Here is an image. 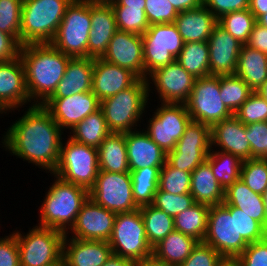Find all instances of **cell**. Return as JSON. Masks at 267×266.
<instances>
[{"mask_svg": "<svg viewBox=\"0 0 267 266\" xmlns=\"http://www.w3.org/2000/svg\"><path fill=\"white\" fill-rule=\"evenodd\" d=\"M33 104L4 136L6 149L28 162L54 172L61 149V128L42 106Z\"/></svg>", "mask_w": 267, "mask_h": 266, "instance_id": "6da1fadb", "label": "cell"}, {"mask_svg": "<svg viewBox=\"0 0 267 266\" xmlns=\"http://www.w3.org/2000/svg\"><path fill=\"white\" fill-rule=\"evenodd\" d=\"M26 79L29 99H41L44 104L55 92L72 58L57 50L51 43L21 45L19 54Z\"/></svg>", "mask_w": 267, "mask_h": 266, "instance_id": "7a4b0ae2", "label": "cell"}, {"mask_svg": "<svg viewBox=\"0 0 267 266\" xmlns=\"http://www.w3.org/2000/svg\"><path fill=\"white\" fill-rule=\"evenodd\" d=\"M73 0H23L20 44L50 43Z\"/></svg>", "mask_w": 267, "mask_h": 266, "instance_id": "3957f363", "label": "cell"}, {"mask_svg": "<svg viewBox=\"0 0 267 266\" xmlns=\"http://www.w3.org/2000/svg\"><path fill=\"white\" fill-rule=\"evenodd\" d=\"M56 178L41 205L39 226L68 234L66 230L69 228H66V225L68 224L70 229L72 228L82 205L89 198V191L76 184Z\"/></svg>", "mask_w": 267, "mask_h": 266, "instance_id": "277c9868", "label": "cell"}, {"mask_svg": "<svg viewBox=\"0 0 267 266\" xmlns=\"http://www.w3.org/2000/svg\"><path fill=\"white\" fill-rule=\"evenodd\" d=\"M148 82V79L139 78L132 86L100 102V109L111 132H130L139 121L149 97Z\"/></svg>", "mask_w": 267, "mask_h": 266, "instance_id": "5b68a950", "label": "cell"}, {"mask_svg": "<svg viewBox=\"0 0 267 266\" xmlns=\"http://www.w3.org/2000/svg\"><path fill=\"white\" fill-rule=\"evenodd\" d=\"M108 242L113 254L130 259L135 264L153 256L140 209L116 214Z\"/></svg>", "mask_w": 267, "mask_h": 266, "instance_id": "8992f818", "label": "cell"}, {"mask_svg": "<svg viewBox=\"0 0 267 266\" xmlns=\"http://www.w3.org/2000/svg\"><path fill=\"white\" fill-rule=\"evenodd\" d=\"M98 149L69 138L61 149L58 164L53 172L65 182L76 184L90 191L98 176Z\"/></svg>", "mask_w": 267, "mask_h": 266, "instance_id": "52a82bcc", "label": "cell"}, {"mask_svg": "<svg viewBox=\"0 0 267 266\" xmlns=\"http://www.w3.org/2000/svg\"><path fill=\"white\" fill-rule=\"evenodd\" d=\"M91 26L90 2L73 0L50 43L72 58L87 57Z\"/></svg>", "mask_w": 267, "mask_h": 266, "instance_id": "ba28073f", "label": "cell"}, {"mask_svg": "<svg viewBox=\"0 0 267 266\" xmlns=\"http://www.w3.org/2000/svg\"><path fill=\"white\" fill-rule=\"evenodd\" d=\"M18 243L20 266H53L62 260L65 233L35 226L26 236L14 233Z\"/></svg>", "mask_w": 267, "mask_h": 266, "instance_id": "9c48e42d", "label": "cell"}, {"mask_svg": "<svg viewBox=\"0 0 267 266\" xmlns=\"http://www.w3.org/2000/svg\"><path fill=\"white\" fill-rule=\"evenodd\" d=\"M204 243L223 258H237L249 245L237 233L236 207L224 203L210 206Z\"/></svg>", "mask_w": 267, "mask_h": 266, "instance_id": "30bf717a", "label": "cell"}, {"mask_svg": "<svg viewBox=\"0 0 267 266\" xmlns=\"http://www.w3.org/2000/svg\"><path fill=\"white\" fill-rule=\"evenodd\" d=\"M142 40L145 79L147 74L175 61L185 43L174 23L151 25Z\"/></svg>", "mask_w": 267, "mask_h": 266, "instance_id": "8fae6325", "label": "cell"}, {"mask_svg": "<svg viewBox=\"0 0 267 266\" xmlns=\"http://www.w3.org/2000/svg\"><path fill=\"white\" fill-rule=\"evenodd\" d=\"M211 146V127L191 120L175 148L166 153V162L181 171L192 172L207 160Z\"/></svg>", "mask_w": 267, "mask_h": 266, "instance_id": "7c38bea8", "label": "cell"}, {"mask_svg": "<svg viewBox=\"0 0 267 266\" xmlns=\"http://www.w3.org/2000/svg\"><path fill=\"white\" fill-rule=\"evenodd\" d=\"M185 105L192 121L210 127L233 115L221 101L219 76L215 75L196 79Z\"/></svg>", "mask_w": 267, "mask_h": 266, "instance_id": "4fadbf2b", "label": "cell"}, {"mask_svg": "<svg viewBox=\"0 0 267 266\" xmlns=\"http://www.w3.org/2000/svg\"><path fill=\"white\" fill-rule=\"evenodd\" d=\"M89 198L116 214L139 209L133 199L130 172L113 173L99 170L95 185L89 191Z\"/></svg>", "mask_w": 267, "mask_h": 266, "instance_id": "5bb4252c", "label": "cell"}, {"mask_svg": "<svg viewBox=\"0 0 267 266\" xmlns=\"http://www.w3.org/2000/svg\"><path fill=\"white\" fill-rule=\"evenodd\" d=\"M145 133L165 152L172 151L191 121L185 104L162 103Z\"/></svg>", "mask_w": 267, "mask_h": 266, "instance_id": "9a60e30c", "label": "cell"}, {"mask_svg": "<svg viewBox=\"0 0 267 266\" xmlns=\"http://www.w3.org/2000/svg\"><path fill=\"white\" fill-rule=\"evenodd\" d=\"M42 106L61 129H72L88 115L100 108V101L92 91L75 93L64 98H49Z\"/></svg>", "mask_w": 267, "mask_h": 266, "instance_id": "2e32d148", "label": "cell"}, {"mask_svg": "<svg viewBox=\"0 0 267 266\" xmlns=\"http://www.w3.org/2000/svg\"><path fill=\"white\" fill-rule=\"evenodd\" d=\"M149 75L163 103L185 104L196 80L176 60Z\"/></svg>", "mask_w": 267, "mask_h": 266, "instance_id": "e0dca14e", "label": "cell"}, {"mask_svg": "<svg viewBox=\"0 0 267 266\" xmlns=\"http://www.w3.org/2000/svg\"><path fill=\"white\" fill-rule=\"evenodd\" d=\"M116 213L96 204L91 198L82 205L71 228L74 238L109 241Z\"/></svg>", "mask_w": 267, "mask_h": 266, "instance_id": "ac0fdd59", "label": "cell"}, {"mask_svg": "<svg viewBox=\"0 0 267 266\" xmlns=\"http://www.w3.org/2000/svg\"><path fill=\"white\" fill-rule=\"evenodd\" d=\"M102 59L127 68L139 78L145 79L142 35L117 30Z\"/></svg>", "mask_w": 267, "mask_h": 266, "instance_id": "d6986e66", "label": "cell"}, {"mask_svg": "<svg viewBox=\"0 0 267 266\" xmlns=\"http://www.w3.org/2000/svg\"><path fill=\"white\" fill-rule=\"evenodd\" d=\"M210 75L235 74L239 53L243 46L217 23L208 39Z\"/></svg>", "mask_w": 267, "mask_h": 266, "instance_id": "ffe728a7", "label": "cell"}, {"mask_svg": "<svg viewBox=\"0 0 267 266\" xmlns=\"http://www.w3.org/2000/svg\"><path fill=\"white\" fill-rule=\"evenodd\" d=\"M30 102L25 70L20 56L0 61V112Z\"/></svg>", "mask_w": 267, "mask_h": 266, "instance_id": "44dd1931", "label": "cell"}, {"mask_svg": "<svg viewBox=\"0 0 267 266\" xmlns=\"http://www.w3.org/2000/svg\"><path fill=\"white\" fill-rule=\"evenodd\" d=\"M139 77L127 68L94 58L92 92L101 102L132 86Z\"/></svg>", "mask_w": 267, "mask_h": 266, "instance_id": "7402d4cb", "label": "cell"}, {"mask_svg": "<svg viewBox=\"0 0 267 266\" xmlns=\"http://www.w3.org/2000/svg\"><path fill=\"white\" fill-rule=\"evenodd\" d=\"M91 30L87 45L88 58H102L117 31L111 4L90 3Z\"/></svg>", "mask_w": 267, "mask_h": 266, "instance_id": "603a6c76", "label": "cell"}, {"mask_svg": "<svg viewBox=\"0 0 267 266\" xmlns=\"http://www.w3.org/2000/svg\"><path fill=\"white\" fill-rule=\"evenodd\" d=\"M217 144L221 151L231 153L240 160L251 159V147L246 137V126L235 116L215 123L211 127V145Z\"/></svg>", "mask_w": 267, "mask_h": 266, "instance_id": "cb8c5ba5", "label": "cell"}, {"mask_svg": "<svg viewBox=\"0 0 267 266\" xmlns=\"http://www.w3.org/2000/svg\"><path fill=\"white\" fill-rule=\"evenodd\" d=\"M71 238L69 243L66 242L67 235L63 240L65 266H103L112 254L108 241Z\"/></svg>", "mask_w": 267, "mask_h": 266, "instance_id": "d4e9b609", "label": "cell"}, {"mask_svg": "<svg viewBox=\"0 0 267 266\" xmlns=\"http://www.w3.org/2000/svg\"><path fill=\"white\" fill-rule=\"evenodd\" d=\"M125 141L130 170L164 166L166 153L145 132H125Z\"/></svg>", "mask_w": 267, "mask_h": 266, "instance_id": "484cf974", "label": "cell"}, {"mask_svg": "<svg viewBox=\"0 0 267 266\" xmlns=\"http://www.w3.org/2000/svg\"><path fill=\"white\" fill-rule=\"evenodd\" d=\"M218 19L203 4L195 9L179 12L174 24L182 40L187 42H207Z\"/></svg>", "mask_w": 267, "mask_h": 266, "instance_id": "4316f807", "label": "cell"}, {"mask_svg": "<svg viewBox=\"0 0 267 266\" xmlns=\"http://www.w3.org/2000/svg\"><path fill=\"white\" fill-rule=\"evenodd\" d=\"M94 58H71L66 72L50 98H64L75 93L92 91Z\"/></svg>", "mask_w": 267, "mask_h": 266, "instance_id": "83f0119b", "label": "cell"}, {"mask_svg": "<svg viewBox=\"0 0 267 266\" xmlns=\"http://www.w3.org/2000/svg\"><path fill=\"white\" fill-rule=\"evenodd\" d=\"M224 191L215 178L208 160L191 172L190 194L195 203L208 206L222 204Z\"/></svg>", "mask_w": 267, "mask_h": 266, "instance_id": "f1b7e54d", "label": "cell"}, {"mask_svg": "<svg viewBox=\"0 0 267 266\" xmlns=\"http://www.w3.org/2000/svg\"><path fill=\"white\" fill-rule=\"evenodd\" d=\"M97 149L100 171L113 173L130 172L125 133L111 132Z\"/></svg>", "mask_w": 267, "mask_h": 266, "instance_id": "f546056e", "label": "cell"}, {"mask_svg": "<svg viewBox=\"0 0 267 266\" xmlns=\"http://www.w3.org/2000/svg\"><path fill=\"white\" fill-rule=\"evenodd\" d=\"M235 74L253 91L267 80V54L243 45L239 53Z\"/></svg>", "mask_w": 267, "mask_h": 266, "instance_id": "4dcf8cb0", "label": "cell"}, {"mask_svg": "<svg viewBox=\"0 0 267 266\" xmlns=\"http://www.w3.org/2000/svg\"><path fill=\"white\" fill-rule=\"evenodd\" d=\"M198 242L194 237L174 230L153 248V256L159 261L180 266Z\"/></svg>", "mask_w": 267, "mask_h": 266, "instance_id": "1f68e13d", "label": "cell"}, {"mask_svg": "<svg viewBox=\"0 0 267 266\" xmlns=\"http://www.w3.org/2000/svg\"><path fill=\"white\" fill-rule=\"evenodd\" d=\"M223 203L240 208L264 227L265 209L262 195L251 191L240 179L224 191Z\"/></svg>", "mask_w": 267, "mask_h": 266, "instance_id": "d6a6232c", "label": "cell"}, {"mask_svg": "<svg viewBox=\"0 0 267 266\" xmlns=\"http://www.w3.org/2000/svg\"><path fill=\"white\" fill-rule=\"evenodd\" d=\"M209 209L208 205L195 203L189 209L182 211L174 218L175 231L203 242L208 227Z\"/></svg>", "mask_w": 267, "mask_h": 266, "instance_id": "836d02e7", "label": "cell"}, {"mask_svg": "<svg viewBox=\"0 0 267 266\" xmlns=\"http://www.w3.org/2000/svg\"><path fill=\"white\" fill-rule=\"evenodd\" d=\"M71 130L74 133L70 137L71 139L95 148H98L111 133L100 108L76 124Z\"/></svg>", "mask_w": 267, "mask_h": 266, "instance_id": "e575fe53", "label": "cell"}, {"mask_svg": "<svg viewBox=\"0 0 267 266\" xmlns=\"http://www.w3.org/2000/svg\"><path fill=\"white\" fill-rule=\"evenodd\" d=\"M176 61L196 79L210 75L208 42L184 43Z\"/></svg>", "mask_w": 267, "mask_h": 266, "instance_id": "d590c367", "label": "cell"}, {"mask_svg": "<svg viewBox=\"0 0 267 266\" xmlns=\"http://www.w3.org/2000/svg\"><path fill=\"white\" fill-rule=\"evenodd\" d=\"M152 249L174 229V218L152 204L139 207Z\"/></svg>", "mask_w": 267, "mask_h": 266, "instance_id": "8d00e7d4", "label": "cell"}, {"mask_svg": "<svg viewBox=\"0 0 267 266\" xmlns=\"http://www.w3.org/2000/svg\"><path fill=\"white\" fill-rule=\"evenodd\" d=\"M162 167H146L130 170L133 199L138 207L153 203L158 191L159 172Z\"/></svg>", "mask_w": 267, "mask_h": 266, "instance_id": "74e56055", "label": "cell"}, {"mask_svg": "<svg viewBox=\"0 0 267 266\" xmlns=\"http://www.w3.org/2000/svg\"><path fill=\"white\" fill-rule=\"evenodd\" d=\"M211 170L220 186L226 190L240 179L242 160L227 152H211L207 156Z\"/></svg>", "mask_w": 267, "mask_h": 266, "instance_id": "f35d334b", "label": "cell"}, {"mask_svg": "<svg viewBox=\"0 0 267 266\" xmlns=\"http://www.w3.org/2000/svg\"><path fill=\"white\" fill-rule=\"evenodd\" d=\"M219 87L221 101L233 115L254 92L236 74L219 76Z\"/></svg>", "mask_w": 267, "mask_h": 266, "instance_id": "ab89813d", "label": "cell"}, {"mask_svg": "<svg viewBox=\"0 0 267 266\" xmlns=\"http://www.w3.org/2000/svg\"><path fill=\"white\" fill-rule=\"evenodd\" d=\"M218 23L236 40L246 45L256 19L249 9H244L223 15Z\"/></svg>", "mask_w": 267, "mask_h": 266, "instance_id": "60d3db41", "label": "cell"}, {"mask_svg": "<svg viewBox=\"0 0 267 266\" xmlns=\"http://www.w3.org/2000/svg\"><path fill=\"white\" fill-rule=\"evenodd\" d=\"M112 8L117 30L142 35L150 27L145 10L126 6H112Z\"/></svg>", "mask_w": 267, "mask_h": 266, "instance_id": "b9f144b4", "label": "cell"}, {"mask_svg": "<svg viewBox=\"0 0 267 266\" xmlns=\"http://www.w3.org/2000/svg\"><path fill=\"white\" fill-rule=\"evenodd\" d=\"M240 180L251 191L262 195L267 187V161L261 158L242 161Z\"/></svg>", "mask_w": 267, "mask_h": 266, "instance_id": "7bdbcfd3", "label": "cell"}, {"mask_svg": "<svg viewBox=\"0 0 267 266\" xmlns=\"http://www.w3.org/2000/svg\"><path fill=\"white\" fill-rule=\"evenodd\" d=\"M191 172L181 171L171 167L167 162L159 172V186L161 191L170 194H188L190 193Z\"/></svg>", "mask_w": 267, "mask_h": 266, "instance_id": "ee69618b", "label": "cell"}, {"mask_svg": "<svg viewBox=\"0 0 267 266\" xmlns=\"http://www.w3.org/2000/svg\"><path fill=\"white\" fill-rule=\"evenodd\" d=\"M23 0H0V32L12 35L20 43Z\"/></svg>", "mask_w": 267, "mask_h": 266, "instance_id": "f6af8a7d", "label": "cell"}, {"mask_svg": "<svg viewBox=\"0 0 267 266\" xmlns=\"http://www.w3.org/2000/svg\"><path fill=\"white\" fill-rule=\"evenodd\" d=\"M193 204H195L194 198L190 193L175 195L161 191L159 188L152 203L153 206L163 210L173 218L182 211L189 209Z\"/></svg>", "mask_w": 267, "mask_h": 266, "instance_id": "bcb514c9", "label": "cell"}, {"mask_svg": "<svg viewBox=\"0 0 267 266\" xmlns=\"http://www.w3.org/2000/svg\"><path fill=\"white\" fill-rule=\"evenodd\" d=\"M244 125L267 121V103L254 91L234 114Z\"/></svg>", "mask_w": 267, "mask_h": 266, "instance_id": "7dc6e473", "label": "cell"}, {"mask_svg": "<svg viewBox=\"0 0 267 266\" xmlns=\"http://www.w3.org/2000/svg\"><path fill=\"white\" fill-rule=\"evenodd\" d=\"M145 14L151 26L174 23L179 12L168 0H146Z\"/></svg>", "mask_w": 267, "mask_h": 266, "instance_id": "c3c4849f", "label": "cell"}, {"mask_svg": "<svg viewBox=\"0 0 267 266\" xmlns=\"http://www.w3.org/2000/svg\"><path fill=\"white\" fill-rule=\"evenodd\" d=\"M236 225L238 235H241L248 244L267 237V230L238 207H236Z\"/></svg>", "mask_w": 267, "mask_h": 266, "instance_id": "681fc988", "label": "cell"}, {"mask_svg": "<svg viewBox=\"0 0 267 266\" xmlns=\"http://www.w3.org/2000/svg\"><path fill=\"white\" fill-rule=\"evenodd\" d=\"M223 257L210 245L198 242L180 266H218Z\"/></svg>", "mask_w": 267, "mask_h": 266, "instance_id": "f907efd6", "label": "cell"}, {"mask_svg": "<svg viewBox=\"0 0 267 266\" xmlns=\"http://www.w3.org/2000/svg\"><path fill=\"white\" fill-rule=\"evenodd\" d=\"M246 126V137L251 147V158H260L267 150V121Z\"/></svg>", "mask_w": 267, "mask_h": 266, "instance_id": "816d5d0a", "label": "cell"}, {"mask_svg": "<svg viewBox=\"0 0 267 266\" xmlns=\"http://www.w3.org/2000/svg\"><path fill=\"white\" fill-rule=\"evenodd\" d=\"M236 259L241 266H267V237L250 243Z\"/></svg>", "mask_w": 267, "mask_h": 266, "instance_id": "f5cc1de1", "label": "cell"}, {"mask_svg": "<svg viewBox=\"0 0 267 266\" xmlns=\"http://www.w3.org/2000/svg\"><path fill=\"white\" fill-rule=\"evenodd\" d=\"M202 4L207 7L217 19L230 12L249 9V0H203Z\"/></svg>", "mask_w": 267, "mask_h": 266, "instance_id": "db71d44e", "label": "cell"}, {"mask_svg": "<svg viewBox=\"0 0 267 266\" xmlns=\"http://www.w3.org/2000/svg\"><path fill=\"white\" fill-rule=\"evenodd\" d=\"M6 237L0 238V266H20L16 236L13 233Z\"/></svg>", "mask_w": 267, "mask_h": 266, "instance_id": "11a10c76", "label": "cell"}, {"mask_svg": "<svg viewBox=\"0 0 267 266\" xmlns=\"http://www.w3.org/2000/svg\"><path fill=\"white\" fill-rule=\"evenodd\" d=\"M20 48L21 44L12 35L0 32V61L18 57Z\"/></svg>", "mask_w": 267, "mask_h": 266, "instance_id": "9f6ffc18", "label": "cell"}, {"mask_svg": "<svg viewBox=\"0 0 267 266\" xmlns=\"http://www.w3.org/2000/svg\"><path fill=\"white\" fill-rule=\"evenodd\" d=\"M246 45L267 54V28L256 22Z\"/></svg>", "mask_w": 267, "mask_h": 266, "instance_id": "6f0895ef", "label": "cell"}, {"mask_svg": "<svg viewBox=\"0 0 267 266\" xmlns=\"http://www.w3.org/2000/svg\"><path fill=\"white\" fill-rule=\"evenodd\" d=\"M178 12L195 9L202 5L203 0H168Z\"/></svg>", "mask_w": 267, "mask_h": 266, "instance_id": "680465c9", "label": "cell"}, {"mask_svg": "<svg viewBox=\"0 0 267 266\" xmlns=\"http://www.w3.org/2000/svg\"><path fill=\"white\" fill-rule=\"evenodd\" d=\"M249 11L257 20L261 15L267 13V0H249Z\"/></svg>", "mask_w": 267, "mask_h": 266, "instance_id": "91938a15", "label": "cell"}, {"mask_svg": "<svg viewBox=\"0 0 267 266\" xmlns=\"http://www.w3.org/2000/svg\"><path fill=\"white\" fill-rule=\"evenodd\" d=\"M103 266H136V264L130 259L112 253Z\"/></svg>", "mask_w": 267, "mask_h": 266, "instance_id": "94428289", "label": "cell"}, {"mask_svg": "<svg viewBox=\"0 0 267 266\" xmlns=\"http://www.w3.org/2000/svg\"><path fill=\"white\" fill-rule=\"evenodd\" d=\"M110 4L112 6H126V7H134V8H140L141 10H145L146 0H115Z\"/></svg>", "mask_w": 267, "mask_h": 266, "instance_id": "6125c7cd", "label": "cell"}, {"mask_svg": "<svg viewBox=\"0 0 267 266\" xmlns=\"http://www.w3.org/2000/svg\"><path fill=\"white\" fill-rule=\"evenodd\" d=\"M136 266H174V265H170L166 262L159 261L154 256H151L149 258H146L144 261L137 263Z\"/></svg>", "mask_w": 267, "mask_h": 266, "instance_id": "be15d7a7", "label": "cell"}, {"mask_svg": "<svg viewBox=\"0 0 267 266\" xmlns=\"http://www.w3.org/2000/svg\"><path fill=\"white\" fill-rule=\"evenodd\" d=\"M218 266H241L236 258H223Z\"/></svg>", "mask_w": 267, "mask_h": 266, "instance_id": "e7e4bbea", "label": "cell"}, {"mask_svg": "<svg viewBox=\"0 0 267 266\" xmlns=\"http://www.w3.org/2000/svg\"><path fill=\"white\" fill-rule=\"evenodd\" d=\"M267 103V80L256 91Z\"/></svg>", "mask_w": 267, "mask_h": 266, "instance_id": "03108f58", "label": "cell"}, {"mask_svg": "<svg viewBox=\"0 0 267 266\" xmlns=\"http://www.w3.org/2000/svg\"><path fill=\"white\" fill-rule=\"evenodd\" d=\"M264 209H265V220H264V228L267 230V187L262 194Z\"/></svg>", "mask_w": 267, "mask_h": 266, "instance_id": "003e7915", "label": "cell"}, {"mask_svg": "<svg viewBox=\"0 0 267 266\" xmlns=\"http://www.w3.org/2000/svg\"><path fill=\"white\" fill-rule=\"evenodd\" d=\"M256 22L260 25H262L263 27L267 28V13L261 15Z\"/></svg>", "mask_w": 267, "mask_h": 266, "instance_id": "a7ac6f4b", "label": "cell"}, {"mask_svg": "<svg viewBox=\"0 0 267 266\" xmlns=\"http://www.w3.org/2000/svg\"><path fill=\"white\" fill-rule=\"evenodd\" d=\"M88 1L90 3H104V4H110L112 2H114L115 0H85Z\"/></svg>", "mask_w": 267, "mask_h": 266, "instance_id": "89a4df30", "label": "cell"}, {"mask_svg": "<svg viewBox=\"0 0 267 266\" xmlns=\"http://www.w3.org/2000/svg\"><path fill=\"white\" fill-rule=\"evenodd\" d=\"M262 160L267 161V150L266 152L260 157Z\"/></svg>", "mask_w": 267, "mask_h": 266, "instance_id": "2644e50d", "label": "cell"}, {"mask_svg": "<svg viewBox=\"0 0 267 266\" xmlns=\"http://www.w3.org/2000/svg\"><path fill=\"white\" fill-rule=\"evenodd\" d=\"M53 266H65L63 260H61L59 263L53 265Z\"/></svg>", "mask_w": 267, "mask_h": 266, "instance_id": "8c879c8a", "label": "cell"}]
</instances>
